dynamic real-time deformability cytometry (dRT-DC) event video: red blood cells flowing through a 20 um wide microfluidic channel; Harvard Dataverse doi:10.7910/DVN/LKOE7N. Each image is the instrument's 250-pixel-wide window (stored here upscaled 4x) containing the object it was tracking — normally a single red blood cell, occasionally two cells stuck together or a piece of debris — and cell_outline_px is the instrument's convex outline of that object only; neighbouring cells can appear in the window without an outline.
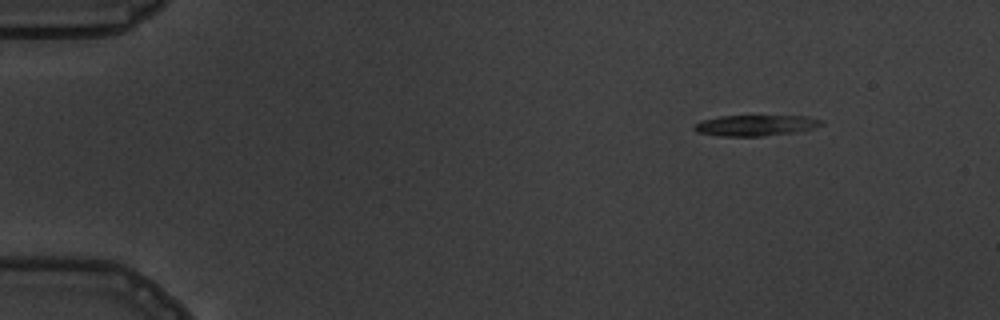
{"species": "common noctule bat (a hibernating species)", "species_latin": "Nyctalus noctula", "temperature_condition": "warm", "stored_images_in_passage": 5, "segment_of_instrument_passage": [1, 2], "camera_frame_rate_fps": 3000, "um_per_image_px": 0.085, "animal": {"sex": "male", "body_mass_g": 19.5, "forearm_length_mm": 54.6}, "frame": {"image": 1, "passage_image": 1, "time_ms": 0.0, "image_size_px": [1000, 320], "cell_outline_px": [[824, 124], [812, 128], [796, 132], [764, 136], [720, 136], [696, 132], [692, 128], [692, 124], [700, 120], [720, 116], [808, 116], [820, 120]], "centroid_in_image_um": [64.14, 10.66], "position_along_channel_um": 20.9, "area_um2": 15.55}}